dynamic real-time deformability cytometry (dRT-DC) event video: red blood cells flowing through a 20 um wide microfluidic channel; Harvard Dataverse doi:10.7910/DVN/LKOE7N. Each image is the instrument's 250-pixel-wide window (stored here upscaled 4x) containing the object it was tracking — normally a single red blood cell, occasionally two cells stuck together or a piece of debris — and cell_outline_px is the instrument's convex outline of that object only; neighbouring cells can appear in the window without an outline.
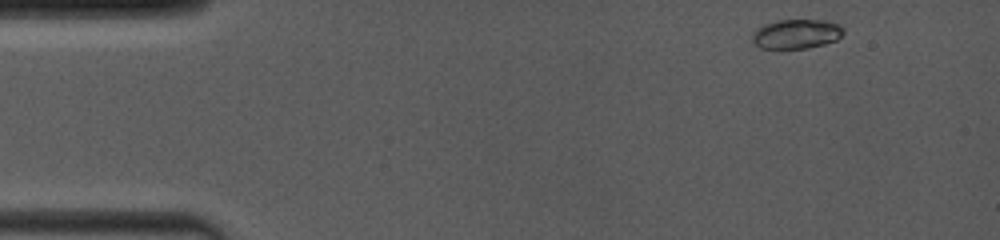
{"species": "common noctule bat (a hibernating species)", "species_latin": "Nyctalus noctula", "temperature_condition": "room temperature", "stored_images_in_passage": 18, "camera_frame_rate_fps": 4000, "um_per_image_px": 0.085, "animal": {"sex": "female", "body_mass_g": 19.0, "forearm_length_mm": 53.3}, "frame": {"image": 1, "passage_image": 1, "time_ms": 0.0, "image_size_px": [1000, 240], "cell_outline_px": [[844, 32], [836, 40], [824, 44], [808, 48], [760, 48], [752, 40], [752, 32], [756, 28], [764, 24], [780, 20], [824, 20], [840, 24], [844, 28]], "centroid_in_image_um": [67.7, 2.88], "position_along_channel_um": 17.3, "area_um2": 15.66}}
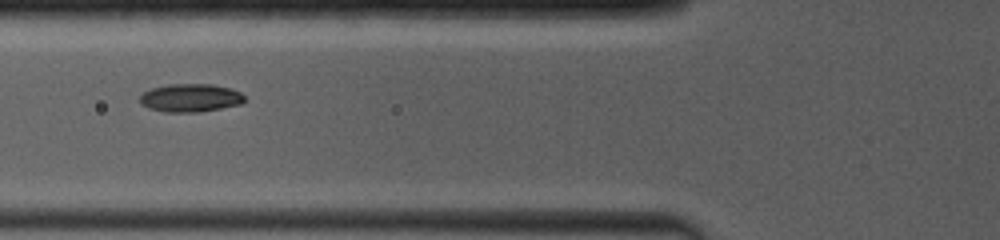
{"frame": {"image": 2, "passage_image": 12, "time_ms": 4.75, "image_size_px": [1000, 240], "cell_outline_px": [[244, 100], [240, 104], [200, 112], [164, 112], [148, 108], [140, 104], [140, 96], [144, 92], [152, 88], [168, 84], [212, 84], [228, 88], [240, 92], [244, 96]], "centroid_in_image_um": [16.15, 8.32], "position_along_channel_um": 109.7, "area_um2": 17.11}}
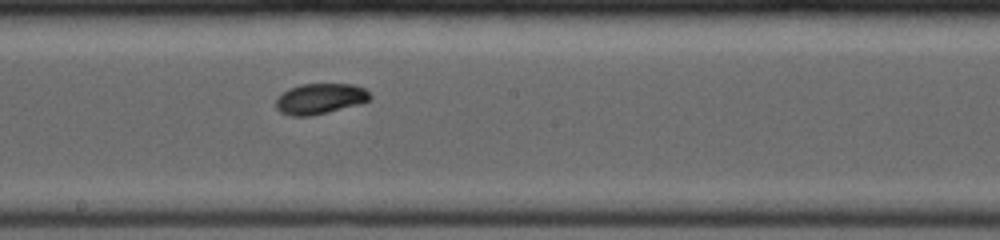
{"frame": {"image": 3, "passage_image": 18, "time_ms": 7.5, "image_size_px": [1000, 240], "cell_outline_px": [[372, 96], [368, 100], [360, 104], [312, 116], [288, 116], [280, 112], [276, 108], [276, 100], [288, 88], [300, 84], [352, 84], [364, 88]], "centroid_in_image_um": [27.19, 8.4], "position_along_channel_um": 221.0, "area_um2": 16.82}}